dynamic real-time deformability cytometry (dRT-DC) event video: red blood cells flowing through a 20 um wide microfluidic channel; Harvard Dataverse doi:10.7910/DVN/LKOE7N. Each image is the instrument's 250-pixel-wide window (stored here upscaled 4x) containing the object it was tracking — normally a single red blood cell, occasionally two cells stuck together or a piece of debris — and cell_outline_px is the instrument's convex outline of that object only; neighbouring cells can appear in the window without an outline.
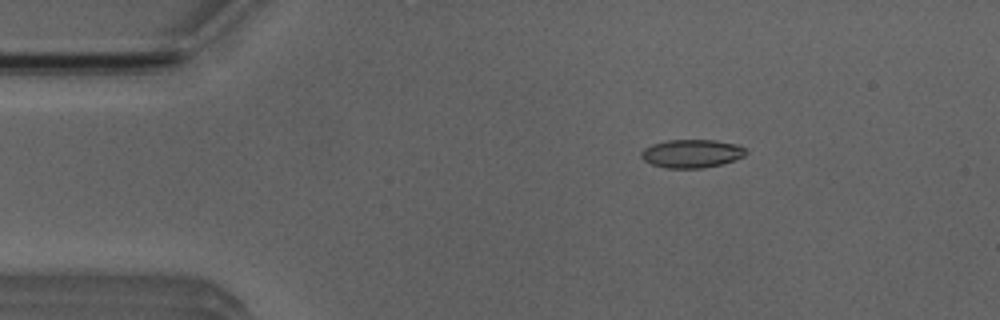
{"species": "Egyptian fruit bat (a non-hibernating species)", "species_latin": "Rousettus aegyptiacus", "temperature_condition": "room temperature", "stored_images_in_passage": 7, "camera_frame_rate_fps": 3000, "um_per_image_px": 0.085, "animal": {"sex": "male"}, "frame": {"image": 1, "passage_image": 2, "time_ms": 1.0, "image_size_px": [1000, 320], "cell_outline_px": [[748, 152], [744, 156], [720, 164], [704, 168], [664, 168], [652, 164], [644, 160], [640, 156], [640, 152], [644, 148], [652, 144], [668, 140], [712, 140], [736, 144], [744, 148]], "centroid_in_image_um": [58.76, 13.05], "position_along_channel_um": 26.2, "area_um2": 17.17}}